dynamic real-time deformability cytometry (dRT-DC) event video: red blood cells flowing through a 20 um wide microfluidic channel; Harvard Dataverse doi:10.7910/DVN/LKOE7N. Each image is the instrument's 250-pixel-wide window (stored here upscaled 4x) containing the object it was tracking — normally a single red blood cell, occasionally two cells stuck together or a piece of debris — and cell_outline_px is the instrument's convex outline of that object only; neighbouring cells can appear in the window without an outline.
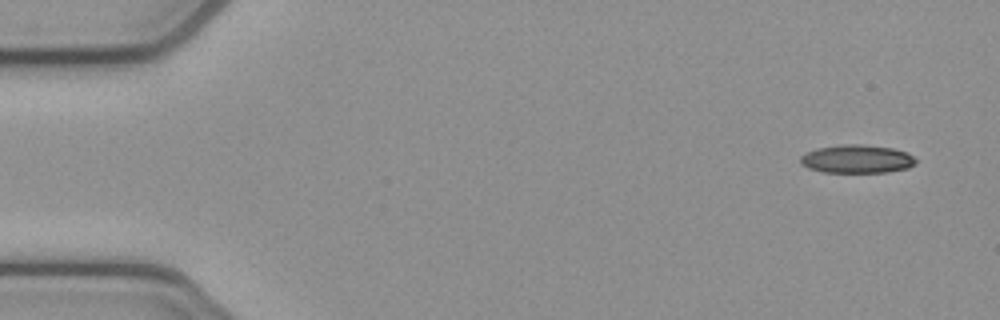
{"species": "common noctule bat (a hibernating species)", "species_latin": "Nyctalus noctula", "temperature_condition": "cold", "stored_images_in_passage": 5, "camera_frame_rate_fps": 3000, "um_per_image_px": 0.085, "animal": {"sex": "female", "body_mass_g": 21.9}, "frame": {"image": 1, "passage_image": 1, "time_ms": 0.0, "image_size_px": [1000, 320], "cell_outline_px": [[916, 164], [908, 168], [888, 172], [824, 172], [808, 168], [800, 164], [800, 156], [816, 148], [844, 144], [860, 144], [892, 148], [908, 152], [916, 160]], "centroid_in_image_um": [72.84, 13.51], "position_along_channel_um": 12.2, "area_um2": 19.07}}
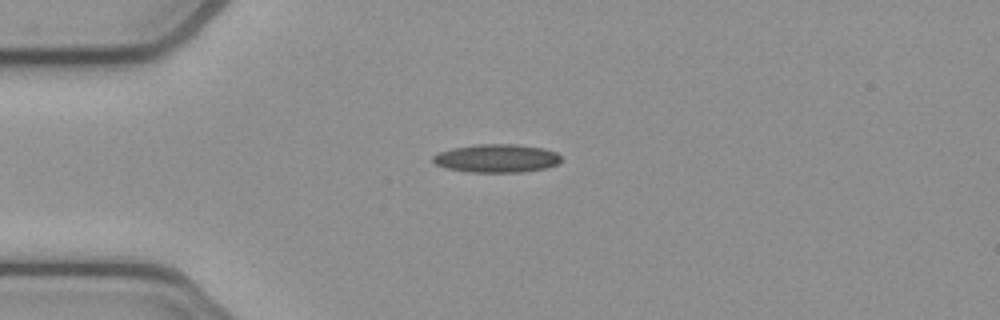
{"frame": {"image": 2, "passage_image": 3, "time_ms": 0.667, "image_size_px": [1000, 320], "cell_outline_px": [[560, 160], [556, 164], [544, 168], [520, 172], [468, 172], [448, 168], [436, 164], [432, 160], [432, 156], [440, 152], [452, 148], [476, 144], [512, 144], [540, 148], [556, 152], [560, 156]], "centroid_in_image_um": [42.17, 13.45], "position_along_channel_um": 42.8, "area_um2": 20.81}}
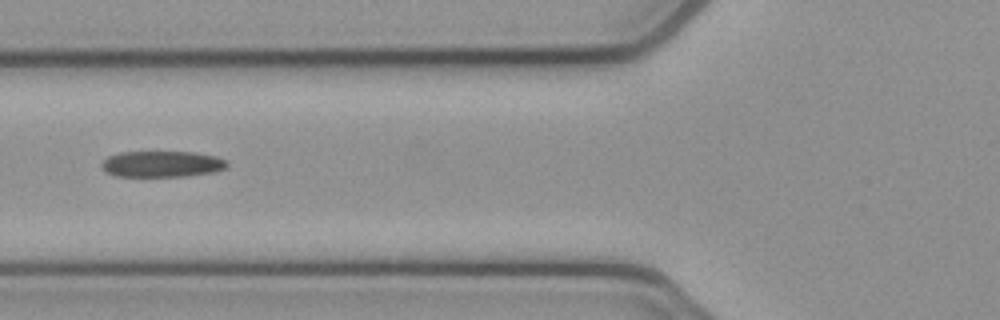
{"frame": {"image": 3, "passage_image": 5, "time_ms": 1.333, "image_size_px": [1000, 320], "cell_outline_px": [[228, 168], [216, 172], [188, 176], [116, 176], [104, 172], [100, 164], [108, 156], [120, 152], [196, 152], [216, 156], [228, 160]], "centroid_in_image_um": [13.81, 13.94], "position_along_channel_um": 112.0, "area_um2": 19.42}}